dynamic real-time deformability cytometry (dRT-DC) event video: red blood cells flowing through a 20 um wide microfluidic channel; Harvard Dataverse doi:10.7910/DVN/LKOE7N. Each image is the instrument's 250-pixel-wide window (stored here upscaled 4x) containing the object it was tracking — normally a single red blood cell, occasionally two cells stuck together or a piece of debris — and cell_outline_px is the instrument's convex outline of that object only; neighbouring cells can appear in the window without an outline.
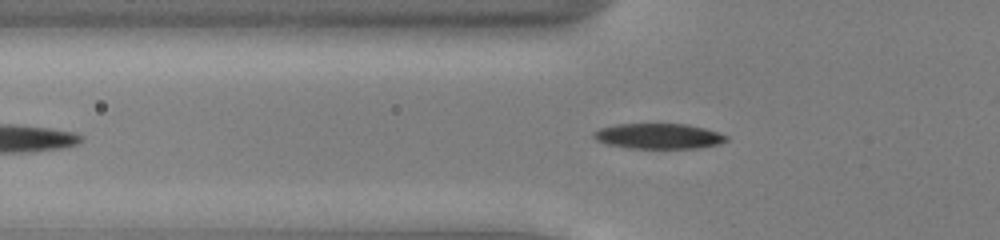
{"species": "common noctule bat (a hibernating species)", "species_latin": "Nyctalus noctula", "temperature_condition": "cold", "stored_images_in_passage": 34, "camera_frame_rate_fps": 3000, "um_per_image_px": 0.085, "animal": {"sex": "male", "body_mass_g": 13.0, "forearm_length_mm": 53.1}, "frame": {"image": 1, "passage_image": 3, "time_ms": 0.667, "image_size_px": [1000, 240], "cell_outline_px": [[728, 140], [720, 144], [696, 148], [628, 148], [608, 144], [596, 140], [592, 136], [592, 132], [600, 128], [616, 124], [688, 124], [704, 128], [728, 136]], "centroid_in_image_um": [55.96, 11.57], "position_along_channel_um": 69.8, "area_um2": 19.59}}
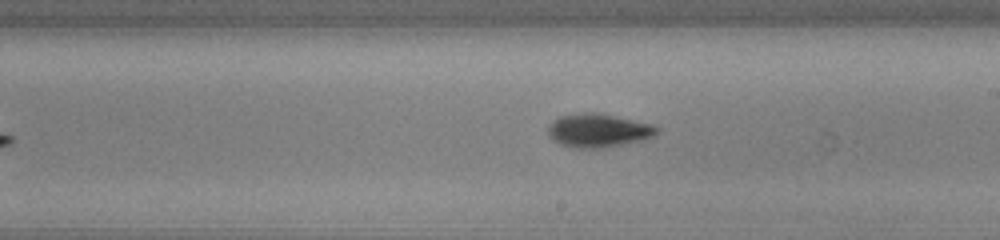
{"frame": {"image": 2, "passage_image": 16, "time_ms": 5.0, "image_size_px": [1000, 240], "cell_outline_px": [[660, 132], [652, 136], [640, 140], [604, 148], [572, 148], [560, 144], [552, 140], [548, 136], [548, 124], [552, 120], [560, 116], [584, 112], [596, 112], [652, 124], [660, 128]], "centroid_in_image_um": [50.81, 11.09], "position_along_channel_um": 238.2, "area_um2": 21.39}}
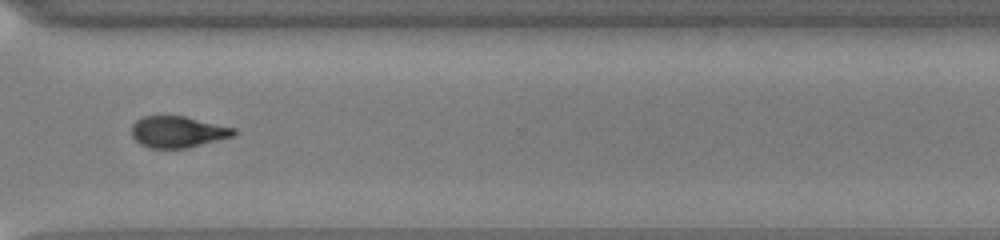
{"frame": {"image": 3, "passage_image": 25, "time_ms": 8.0, "image_size_px": [1000, 240], "cell_outline_px": [[236, 132], [232, 136], [188, 148], [148, 148], [140, 144], [132, 136], [132, 124], [136, 120], [144, 116], [184, 116], [236, 128]], "centroid_in_image_um": [15.09, 11.21], "position_along_channel_um": 355.5, "area_um2": 18.61}, "authors_computed_cell_mechanics": {"area_um2": 19.5942, "velocity_mm_per_s": 3.9121, "shape_relaxation_time_tau1_ms": 1.8996, "shape_relaxation_time_tau2_ms": null, "deformation_change_tau1": 0.1353, "deformation_change_tau2": null}}